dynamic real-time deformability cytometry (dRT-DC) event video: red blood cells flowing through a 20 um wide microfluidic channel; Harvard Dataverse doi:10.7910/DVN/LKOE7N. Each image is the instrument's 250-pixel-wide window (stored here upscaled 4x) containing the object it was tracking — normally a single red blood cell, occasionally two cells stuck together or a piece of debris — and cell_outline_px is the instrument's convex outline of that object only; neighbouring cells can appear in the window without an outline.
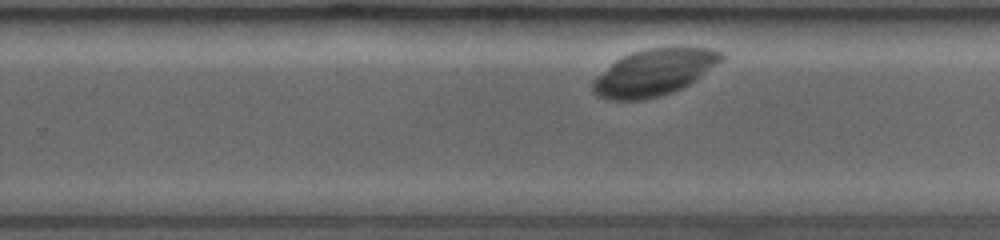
{"species": "common noctule bat (a hibernating species)", "species_latin": "Nyctalus noctula", "temperature_condition": "room temperature", "stored_images_in_passage": 51, "camera_frame_rate_fps": 3500, "um_per_image_px": 0.085, "animal": {"sex": "female", "body_mass_g": 19.0, "forearm_length_mm": 53.3}, "frame": {"image": 1, "passage_image": 32, "time_ms": 6.0, "image_size_px": [1000, 240], "cell_outline_px": [[724, 60], [688, 84], [680, 88], [656, 96], [636, 100], [608, 100], [592, 92], [592, 80], [596, 76], [616, 60], [632, 52], [644, 48], [680, 44], [716, 48], [724, 52]], "centroid_in_image_um": [55.66, 6.07], "position_along_channel_um": 274.1, "area_um2": 35.43}}